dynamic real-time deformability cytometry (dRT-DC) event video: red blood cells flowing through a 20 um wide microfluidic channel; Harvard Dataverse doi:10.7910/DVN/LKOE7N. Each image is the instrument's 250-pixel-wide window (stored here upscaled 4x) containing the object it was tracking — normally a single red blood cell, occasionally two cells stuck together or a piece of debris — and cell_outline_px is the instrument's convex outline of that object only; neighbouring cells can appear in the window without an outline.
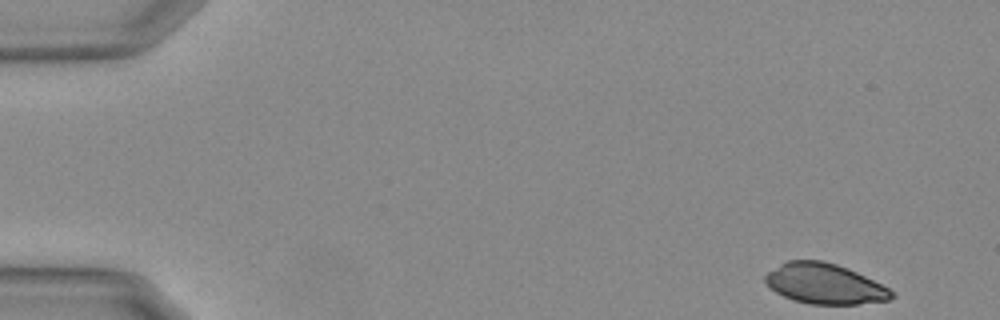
{"species": "Egyptian fruit bat (a non-hibernating species)", "species_latin": "Rousettus aegyptiacus", "temperature_condition": "warm", "stored_images_in_passage": 15, "camera_frame_rate_fps": 3000, "um_per_image_px": 0.085, "animal": {"sex": "female"}, "frame": {"image": 1, "passage_image": 1, "time_ms": 0.0, "image_size_px": [1000, 320], "cell_outline_px": [[896, 296], [888, 300], [856, 304], [808, 304], [792, 300], [776, 292], [764, 280], [764, 276], [768, 272], [780, 264], [788, 260], [824, 260], [848, 268], [888, 288]], "centroid_in_image_um": [70.07, 24.12], "position_along_channel_um": 14.9, "area_um2": 29.48}}